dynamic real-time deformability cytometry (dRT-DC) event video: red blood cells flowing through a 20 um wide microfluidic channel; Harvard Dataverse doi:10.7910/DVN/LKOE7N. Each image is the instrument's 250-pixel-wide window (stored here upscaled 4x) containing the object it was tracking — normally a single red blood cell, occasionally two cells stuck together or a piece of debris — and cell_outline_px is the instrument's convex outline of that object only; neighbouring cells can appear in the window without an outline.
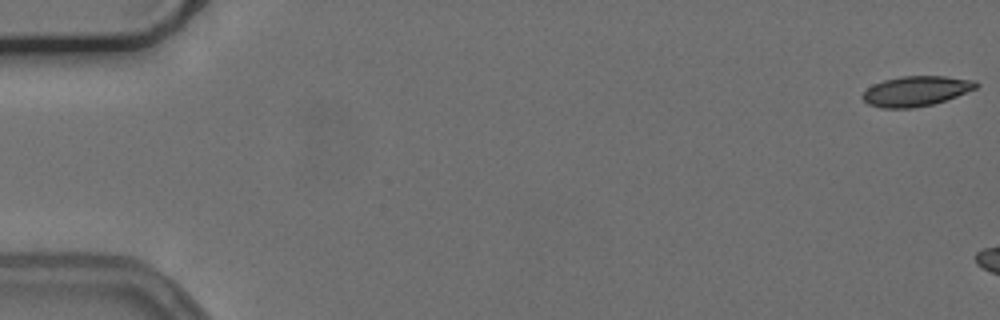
{"species": "common noctule bat (a hibernating species)", "species_latin": "Nyctalus noctula", "temperature_condition": "cold", "stored_images_in_passage": 7, "camera_frame_rate_fps": 3000, "um_per_image_px": 0.085, "animal": {"sex": "female", "body_mass_g": 24.6, "forearm_length_mm": 56.2}, "frame": {"image": 1, "passage_image": 1, "time_ms": 0.0, "image_size_px": [1000, 320], "cell_outline_px": [[980, 84], [976, 88], [956, 96], [932, 104], [912, 108], [880, 108], [868, 104], [860, 96], [872, 84], [884, 80], [900, 76], [944, 76], [976, 80]], "centroid_in_image_um": [77.84, 7.73], "position_along_channel_um": 7.2, "area_um2": 19.88}}